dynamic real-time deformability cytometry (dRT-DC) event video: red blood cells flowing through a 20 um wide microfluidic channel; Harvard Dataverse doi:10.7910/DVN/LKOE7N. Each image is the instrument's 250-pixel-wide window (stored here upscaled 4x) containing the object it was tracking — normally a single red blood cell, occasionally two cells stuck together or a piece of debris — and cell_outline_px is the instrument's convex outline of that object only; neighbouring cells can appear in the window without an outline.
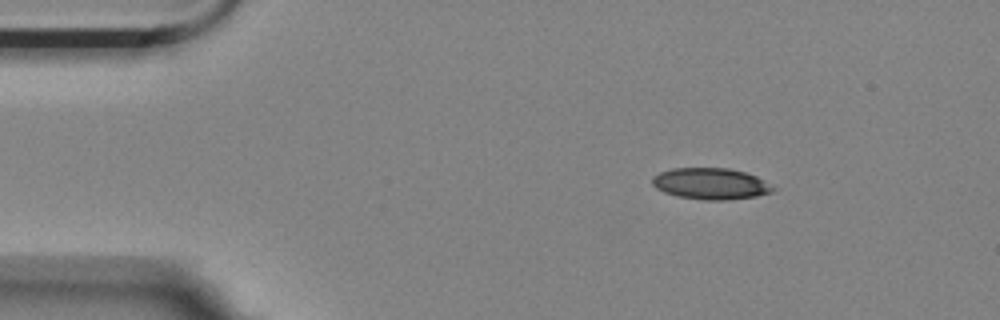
{"species": "Egyptian fruit bat (a non-hibernating species)", "species_latin": "Rousettus aegyptiacus", "temperature_condition": "room temperature", "stored_images_in_passage": 5, "segment_of_instrument_passage": [2, 2], "camera_frame_rate_fps": 3000, "um_per_image_px": 0.085, "animal": {"sex": "female"}, "frame": {"image": 1, "passage_image": 5, "time_ms": 1.333, "image_size_px": [1000, 320], "cell_outline_px": [[776, 188], [772, 192], [756, 196], [724, 200], [704, 200], [676, 196], [664, 192], [656, 188], [652, 184], [652, 176], [660, 172], [672, 168], [728, 168], [744, 172], [756, 176]], "centroid_in_image_um": [60.38, 15.61], "position_along_channel_um": 24.6, "area_um2": 22.02}}